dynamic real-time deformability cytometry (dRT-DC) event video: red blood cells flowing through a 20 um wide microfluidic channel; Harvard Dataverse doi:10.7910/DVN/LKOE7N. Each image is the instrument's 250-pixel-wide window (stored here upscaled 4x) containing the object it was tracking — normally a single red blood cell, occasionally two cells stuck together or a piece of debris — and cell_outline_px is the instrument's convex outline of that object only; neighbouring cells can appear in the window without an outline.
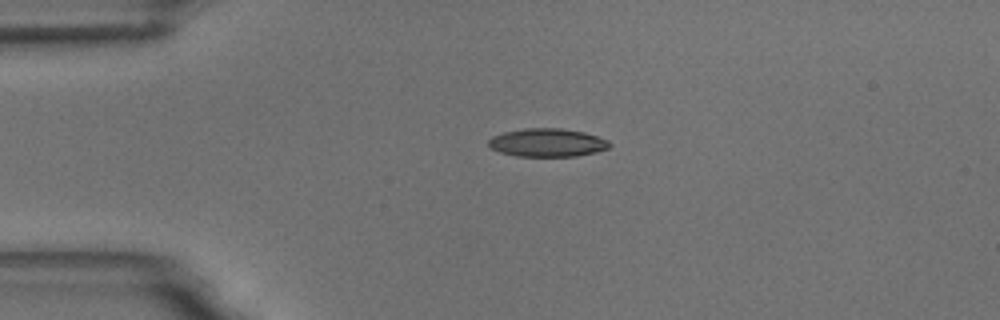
{"species": "common noctule bat (a hibernating species)", "species_latin": "Nyctalus noctula", "temperature_condition": "room temperature", "stored_images_in_passage": 56, "camera_frame_rate_fps": 3000, "um_per_image_px": 0.085, "animal": {"sex": "male", "body_mass_g": 18.8}, "frame": {"image": 1, "passage_image": 13, "time_ms": 4.0, "image_size_px": [1000, 320], "cell_outline_px": [[612, 144], [608, 148], [596, 152], [576, 156], [516, 156], [500, 152], [488, 148], [488, 140], [492, 136], [504, 132], [524, 128], [560, 128], [584, 132], [608, 140]], "centroid_in_image_um": [46.49, 12.12], "position_along_channel_um": 38.5, "area_um2": 20.0}}
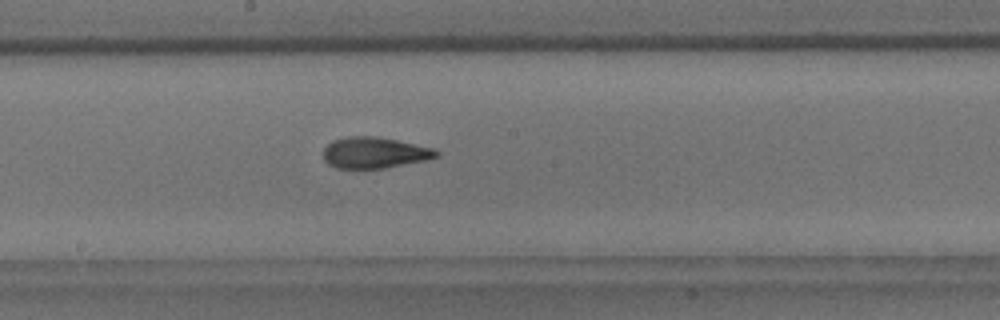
{"frame": {"image": 2, "passage_image": 30, "time_ms": 9.667, "image_size_px": [1000, 320], "cell_outline_px": [[440, 156], [428, 160], [384, 168], [336, 168], [328, 164], [324, 160], [324, 148], [332, 140], [348, 136], [376, 136], [436, 148], [440, 152]], "centroid_in_image_um": [31.87, 12.97], "position_along_channel_um": 216.3, "area_um2": 20.69}}
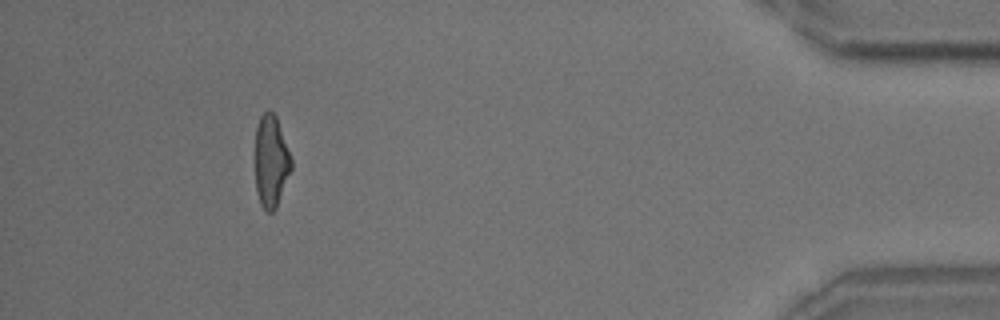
{"frame": {"image": 3, "passage_image": 51, "time_ms": 16.667, "image_size_px": [1000, 320], "cell_outline_px": [[292, 168], [276, 208], [272, 212], [268, 212], [260, 204], [256, 192], [256, 128], [260, 116], [268, 108], [276, 116], [292, 160]], "centroid_in_image_um": [23.04, 13.71], "position_along_channel_um": 412.2, "area_um2": 19.25}, "authors_computed_cell_mechanics": {"area_um2": 20.3167, "velocity_mm_per_s": 3.6641, "shape_relaxation_time_tau1_ms": 5.8346, "shape_relaxation_time_tau2_ms": 2.0875, "deformation_change_tau1": 0.179, "deformation_change_tau2": 0.0979}}